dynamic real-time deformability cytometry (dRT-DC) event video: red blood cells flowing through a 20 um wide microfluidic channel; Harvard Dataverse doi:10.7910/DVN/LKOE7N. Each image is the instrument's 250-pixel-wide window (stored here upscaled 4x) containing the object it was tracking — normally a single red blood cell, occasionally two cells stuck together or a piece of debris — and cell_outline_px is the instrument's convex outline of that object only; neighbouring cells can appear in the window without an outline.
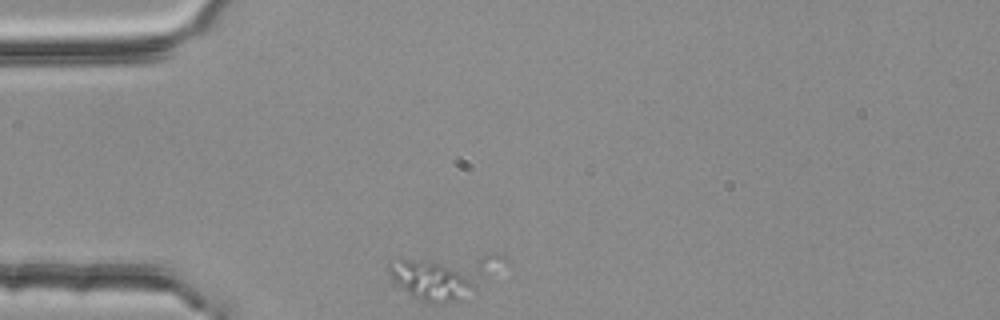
{"species": "common noctule bat (a hibernating species)", "species_latin": "Nyctalus noctula", "temperature_condition": "room temperature", "stored_images_in_passage": 1, "camera_frame_rate_fps": 3000, "um_per_image_px": 0.085, "animal": {"sex": "female", "body_mass_g": 25.1}, "frame": {"image": 1, "passage_image": 1, "time_ms": 0.0, "image_size_px": [1000, 320], "cell_outline_px": [[508, 260], [476, 292], [464, 300], [432, 304], [428, 304], [396, 288], [392, 284], [388, 272], [388, 260], [484, 256], [504, 256]], "centroid_in_image_um": [37.68, 23.52], "position_along_channel_um": 47.3, "area_um2": 29.42}}